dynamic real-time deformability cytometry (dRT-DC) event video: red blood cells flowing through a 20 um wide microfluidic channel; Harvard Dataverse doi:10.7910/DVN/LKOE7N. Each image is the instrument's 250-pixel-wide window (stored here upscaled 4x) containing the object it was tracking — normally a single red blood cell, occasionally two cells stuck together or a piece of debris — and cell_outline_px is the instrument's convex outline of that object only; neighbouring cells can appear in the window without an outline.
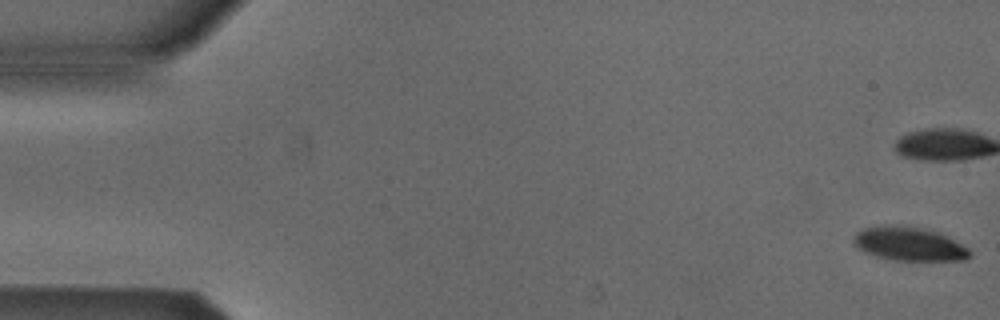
{"species": "Egyptian fruit bat (a non-hibernating species)", "species_latin": "Rousettus aegyptiacus", "temperature_condition": "cold", "stored_images_in_passage": 53, "camera_frame_rate_fps": 3000, "um_per_image_px": 0.085, "animal": {"sex": "male"}, "frame": {"image": 1, "passage_image": 1, "time_ms": 0.0, "image_size_px": [1000, 320], "cell_outline_px": [[972, 252], [964, 260], [896, 260], [880, 256], [868, 252], [852, 244], [852, 240], [856, 232], [864, 228], [884, 224], [900, 224], [920, 228], [936, 232], [968, 248]], "centroid_in_image_um": [77.23, 20.71], "position_along_channel_um": 7.8, "area_um2": 22.43}, "authors_computed_cell_mechanics": {"area_um2": 27.744, "velocity_mm_per_s": 3.8507, "shape_relaxation_time_tau1_ms": 2.1764, "shape_relaxation_time_tau2_ms": null, "deformation_change_tau1": 0.1111, "deformation_change_tau2": null}}